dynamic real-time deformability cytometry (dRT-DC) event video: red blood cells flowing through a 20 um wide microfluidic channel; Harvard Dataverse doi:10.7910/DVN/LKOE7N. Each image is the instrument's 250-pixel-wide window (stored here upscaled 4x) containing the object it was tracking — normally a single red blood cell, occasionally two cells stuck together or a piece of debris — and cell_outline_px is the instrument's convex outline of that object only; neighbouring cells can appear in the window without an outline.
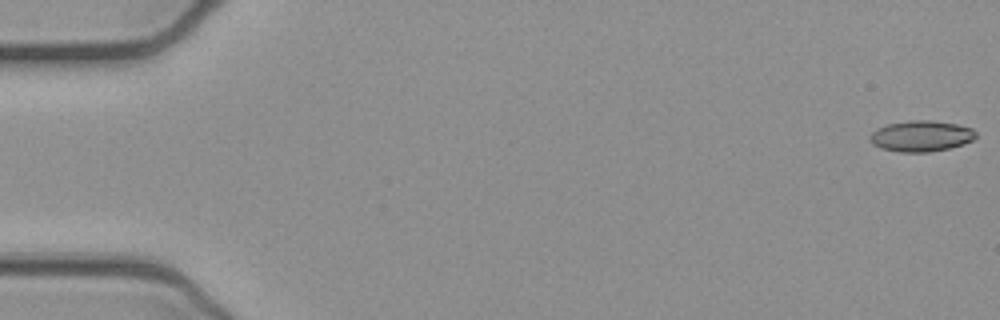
{"species": "common noctule bat (a hibernating species)", "species_latin": "Nyctalus noctula", "temperature_condition": "cold", "stored_images_in_passage": 53, "camera_frame_rate_fps": 3000, "um_per_image_px": 0.085, "animal": {"sex": "female", "body_mass_g": 21.9}, "frame": {"image": 1, "passage_image": 1, "time_ms": 0.0, "image_size_px": [1000, 320], "cell_outline_px": [[976, 136], [972, 140], [964, 144], [948, 148], [928, 152], [900, 152], [880, 148], [872, 144], [868, 136], [876, 128], [888, 124], [908, 120], [932, 120], [956, 124], [972, 128], [976, 132]], "centroid_in_image_um": [78.27, 11.56], "position_along_channel_um": 6.7, "area_um2": 19.19}}
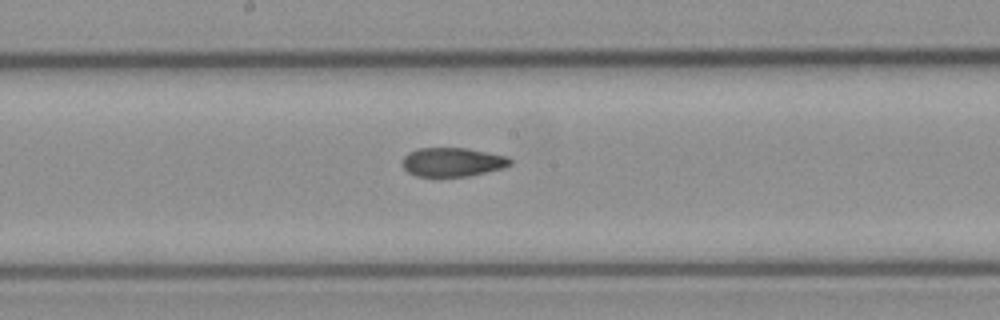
{"frame": {"image": 2, "passage_image": 28, "time_ms": 9.0, "image_size_px": [1000, 320], "cell_outline_px": [[512, 164], [504, 168], [468, 176], [416, 176], [408, 172], [404, 168], [404, 156], [408, 152], [416, 148], [468, 148], [508, 156], [512, 160]], "centroid_in_image_um": [38.5, 13.76], "position_along_channel_um": 209.7, "area_um2": 18.21}}
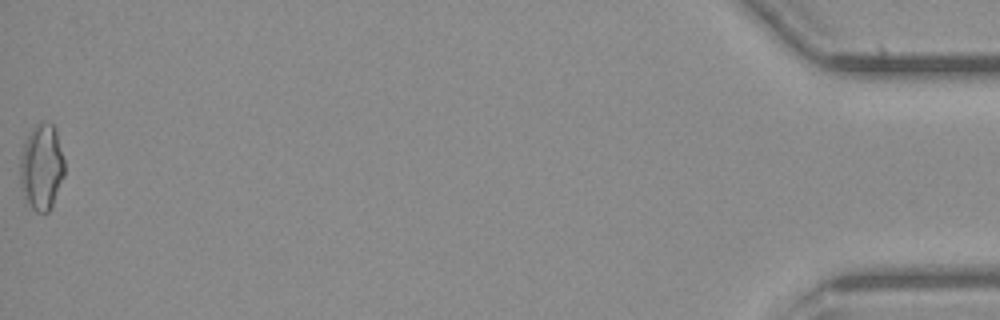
{"frame": {"image": 3, "passage_image": 53, "time_ms": 17.333, "image_size_px": [1000, 320], "cell_outline_px": [[64, 176], [52, 204], [48, 212], [36, 212], [32, 208], [24, 196], [20, 188], [20, 156], [24, 144], [32, 128], [40, 120], [52, 124], [56, 128], [64, 160]], "centroid_in_image_um": [3.53, 14.17], "position_along_channel_um": 431.7, "area_um2": 22.25}, "authors_computed_cell_mechanics": {"area_um2": 19.074, "velocity_mm_per_s": 3.9134, "shape_relaxation_time_tau1_ms": null, "shape_relaxation_time_tau2_ms": 2.8542, "deformation_change_tau1": null, "deformation_change_tau2": 0.0837}}